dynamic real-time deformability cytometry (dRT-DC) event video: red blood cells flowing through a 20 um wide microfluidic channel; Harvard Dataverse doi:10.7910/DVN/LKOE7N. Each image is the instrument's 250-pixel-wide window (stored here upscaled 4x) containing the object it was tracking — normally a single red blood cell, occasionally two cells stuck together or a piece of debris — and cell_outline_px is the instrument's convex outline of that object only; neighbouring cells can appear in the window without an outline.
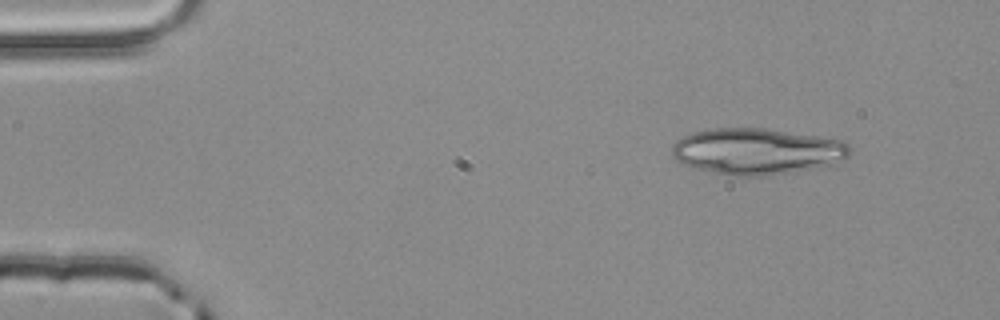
{"species": "common noctule bat (a hibernating species)", "species_latin": "Nyctalus noctula", "temperature_condition": "room temperature", "stored_images_in_passage": 3, "camera_frame_rate_fps": 3000, "um_per_image_px": 0.085, "animal": {"sex": "male", "body_mass_g": 20.4}, "frame": {"image": 1, "passage_image": 1, "time_ms": 0.0, "image_size_px": [1000, 320], "cell_outline_px": [[852, 152], [844, 160], [816, 168], [764, 176], [736, 176], [696, 168], [684, 164], [676, 160], [672, 156], [672, 144], [676, 140], [684, 136], [696, 132], [712, 128], [764, 128], [816, 136], [840, 140], [848, 144], [852, 148]], "centroid_in_image_um": [64.35, 12.86], "position_along_channel_um": 20.7, "area_um2": 47.69}}